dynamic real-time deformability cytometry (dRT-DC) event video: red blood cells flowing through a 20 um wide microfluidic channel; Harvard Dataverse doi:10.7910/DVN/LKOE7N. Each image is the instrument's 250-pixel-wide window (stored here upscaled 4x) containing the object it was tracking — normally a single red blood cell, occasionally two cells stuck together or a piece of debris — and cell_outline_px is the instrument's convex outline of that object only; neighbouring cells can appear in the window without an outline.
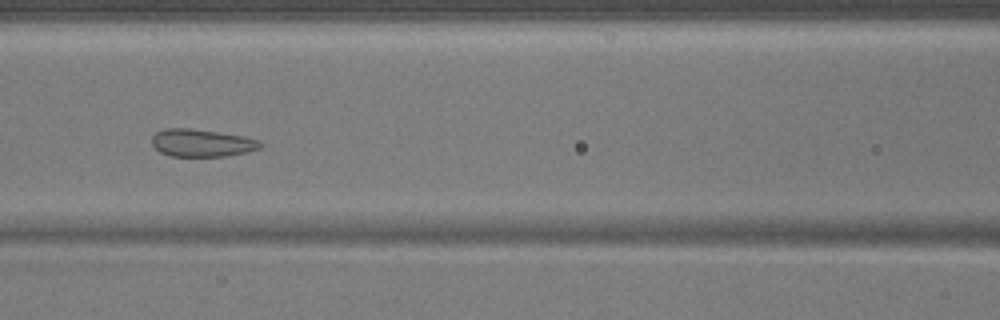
{"species": "common noctule bat (a hibernating species)", "species_latin": "Nyctalus noctula", "temperature_condition": "warm", "stored_images_in_passage": 52, "camera_frame_rate_fps": 3000, "um_per_image_px": 0.085, "animal": {"sex": "male", "body_mass_g": 17.9}, "frame": {"image": 1, "passage_image": 24, "time_ms": 7.667, "image_size_px": [1000, 320], "cell_outline_px": [[264, 144], [260, 148], [248, 152], [224, 156], [172, 156], [160, 152], [152, 144], [152, 136], [156, 132], [164, 128], [192, 128], [244, 136], [260, 140]], "centroid_in_image_um": [17.17, 12.14], "position_along_channel_um": 149.4, "area_um2": 17.51}}
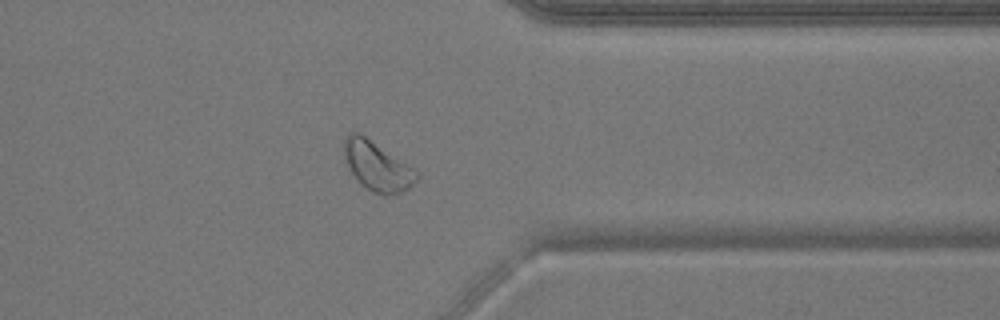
{"frame": {"image": 2, "passage_image": 42, "time_ms": 13.667, "image_size_px": [1000, 320], "cell_outline_px": [[420, 176], [408, 188], [400, 192], [388, 196], [384, 196], [372, 192], [360, 184], [348, 168], [344, 160], [344, 140], [348, 132], [360, 132], [420, 172]], "centroid_in_image_um": [32.04, 14.12], "position_along_channel_um": 379.4, "area_um2": 21.1}}
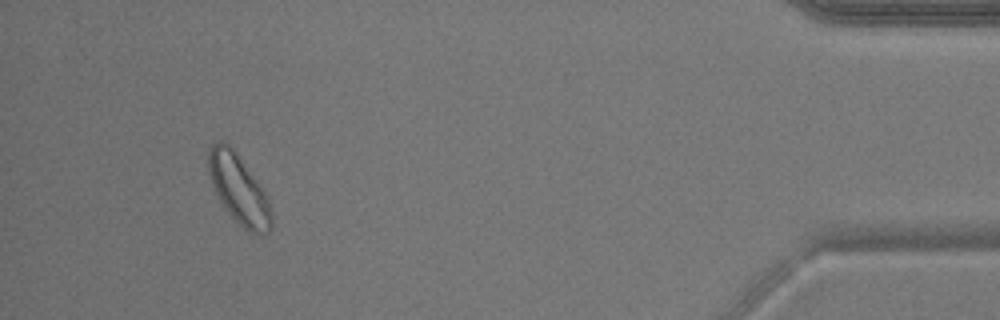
{"frame": {"image": 3, "passage_image": 49, "time_ms": 16.0, "image_size_px": [1000, 320], "cell_outline_px": [[272, 228], [264, 236], [256, 236], [248, 232], [224, 208], [212, 184], [208, 172], [208, 152], [212, 144], [216, 140], [224, 140], [232, 148], [256, 180], [264, 192], [268, 200], [272, 212]], "centroid_in_image_um": [20.3, 16.13], "position_along_channel_um": 414.9, "area_um2": 25.26}}